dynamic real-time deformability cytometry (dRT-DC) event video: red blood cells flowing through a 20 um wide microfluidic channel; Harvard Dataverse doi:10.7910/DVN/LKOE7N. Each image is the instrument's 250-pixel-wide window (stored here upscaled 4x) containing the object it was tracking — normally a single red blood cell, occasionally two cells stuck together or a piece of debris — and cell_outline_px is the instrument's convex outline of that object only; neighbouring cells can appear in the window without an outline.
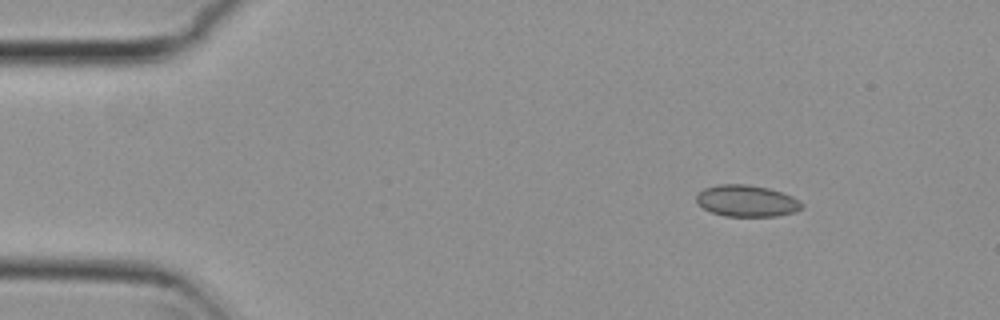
{"species": "common noctule bat (a hibernating species)", "species_latin": "Nyctalus noctula", "temperature_condition": "cold", "stored_images_in_passage": 4, "camera_frame_rate_fps": 3000, "um_per_image_px": 0.085, "animal": {"sex": "female", "body_mass_g": 29.2, "forearm_length_mm": 56.3}, "frame": {"image": 1, "passage_image": 1, "time_ms": 0.0, "image_size_px": [1000, 320], "cell_outline_px": [[804, 208], [796, 212], [776, 216], [724, 216], [712, 212], [704, 208], [696, 200], [696, 196], [704, 188], [720, 184], [748, 184], [768, 188], [792, 196], [800, 200], [804, 204]], "centroid_in_image_um": [63.52, 17.08], "position_along_channel_um": 21.5, "area_um2": 19.42}}
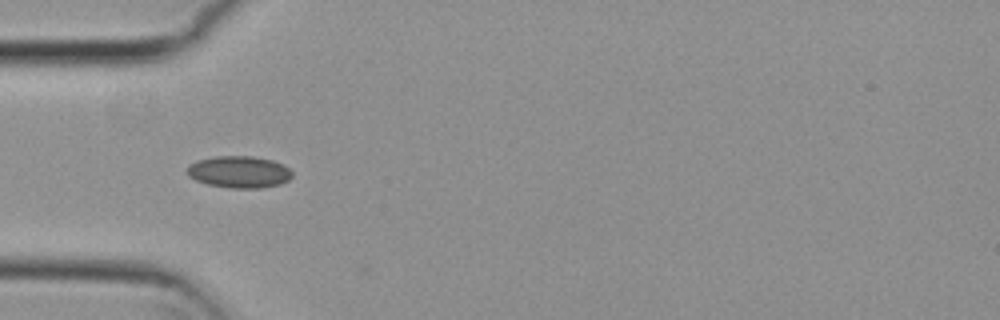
{"frame": {"image": 2, "passage_image": 4, "time_ms": 1.0, "image_size_px": [1000, 320], "cell_outline_px": [[292, 176], [288, 180], [280, 184], [260, 188], [232, 188], [208, 184], [196, 180], [188, 176], [188, 168], [196, 160], [216, 156], [252, 156], [272, 160], [284, 164], [292, 172]], "centroid_in_image_um": [20.35, 14.61], "position_along_channel_um": 64.6, "area_um2": 19.42}}